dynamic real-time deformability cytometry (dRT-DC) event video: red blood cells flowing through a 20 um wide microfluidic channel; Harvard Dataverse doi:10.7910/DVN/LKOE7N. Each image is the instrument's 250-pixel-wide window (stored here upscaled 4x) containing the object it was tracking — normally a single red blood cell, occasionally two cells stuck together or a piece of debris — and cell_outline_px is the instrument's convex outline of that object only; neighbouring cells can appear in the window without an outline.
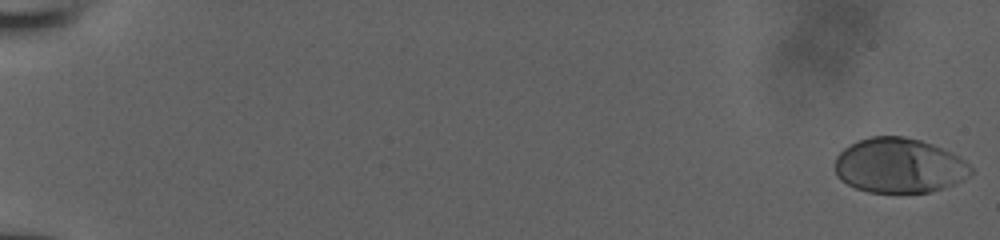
{"species": "human", "species_latin": "Homo sapiens", "temperature_condition": "room temperature", "stored_images_in_passage": 53, "camera_frame_rate_fps": 3000, "um_per_image_px": 0.085, "donor": {"sex": "male"}, "frame": {"image": 1, "passage_image": 1, "time_ms": 0.0, "image_size_px": [1000, 240], "cell_outline_px": [[976, 172], [972, 176], [964, 180], [944, 188], [928, 192], [868, 192], [856, 188], [840, 180], [836, 176], [836, 156], [844, 148], [868, 136], [904, 136], [920, 140], [932, 144], [952, 152], [964, 160]], "centroid_in_image_um": [76.47, 14.07], "position_along_channel_um": 8.5, "area_um2": 43.64}}
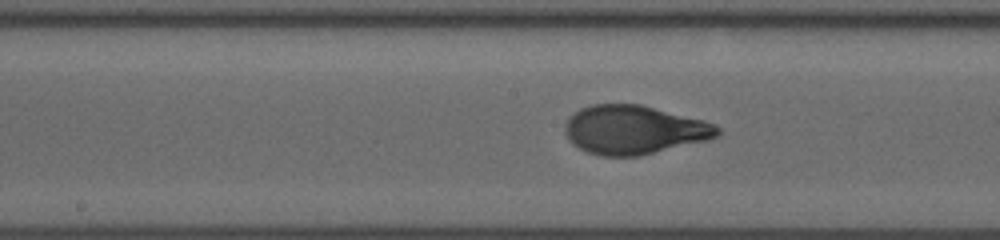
{"frame": {"image": 2, "passage_image": 30, "time_ms": 9.667, "image_size_px": [1000, 240], "cell_outline_px": [[720, 136], [708, 140], [640, 156], [600, 156], [588, 152], [572, 144], [568, 140], [564, 132], [564, 128], [568, 116], [580, 108], [592, 104], [640, 104], [704, 120], [716, 124], [720, 128]], "centroid_in_image_um": [53.89, 11.03], "position_along_channel_um": 194.3, "area_um2": 43.75}}
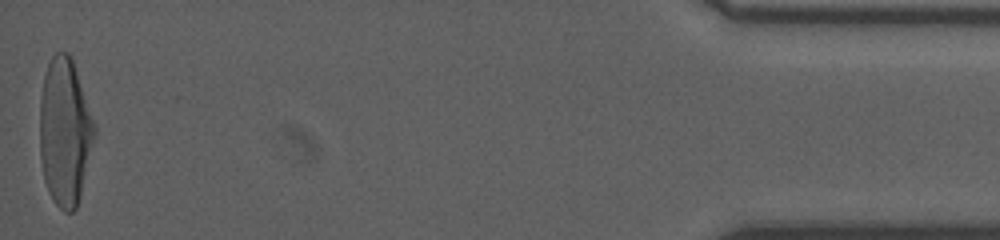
{"frame": {"image": 3, "passage_image": 53, "time_ms": 17.333, "image_size_px": [1000, 240], "cell_outline_px": [[96, 136], [80, 196], [76, 208], [72, 212], [64, 212], [52, 200], [48, 192], [44, 180], [40, 156], [40, 96], [44, 76], [48, 64], [52, 56], [56, 52], [68, 52], [72, 56], [96, 124]], "centroid_in_image_um": [5.53, 11.19], "position_along_channel_um": 429.7, "area_um2": 47.63}}